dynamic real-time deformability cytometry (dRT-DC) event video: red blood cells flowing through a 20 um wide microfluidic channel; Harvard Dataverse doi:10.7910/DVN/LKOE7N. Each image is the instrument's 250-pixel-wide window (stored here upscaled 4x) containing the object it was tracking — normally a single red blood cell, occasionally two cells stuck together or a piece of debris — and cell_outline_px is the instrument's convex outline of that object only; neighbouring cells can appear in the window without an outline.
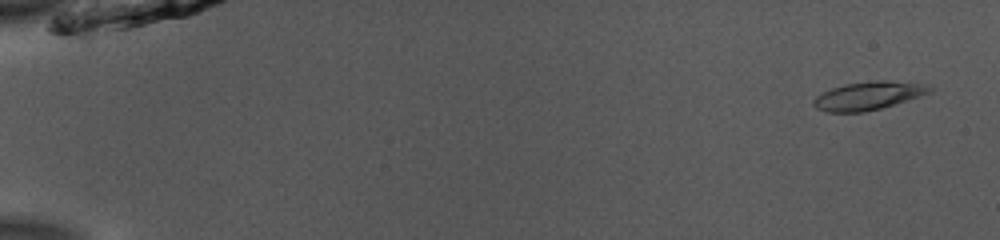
{"species": "common noctule bat (a hibernating species)", "species_latin": "Nyctalus noctula", "temperature_condition": "room temperature", "stored_images_in_passage": 20, "camera_frame_rate_fps": 3000, "um_per_image_px": 0.085, "animal": {"sex": "male", "body_mass_g": 13.0, "forearm_length_mm": 53.1}, "frame": {"image": 1, "passage_image": 3, "time_ms": 0.667, "image_size_px": [1000, 240], "cell_outline_px": [[932, 92], [920, 96], [880, 108], [864, 112], [828, 112], [816, 108], [812, 104], [812, 100], [816, 96], [832, 88], [844, 84], [876, 80], [888, 80], [928, 84], [932, 88]], "centroid_in_image_um": [73.81, 8.13], "position_along_channel_um": 11.2, "area_um2": 19.07}}
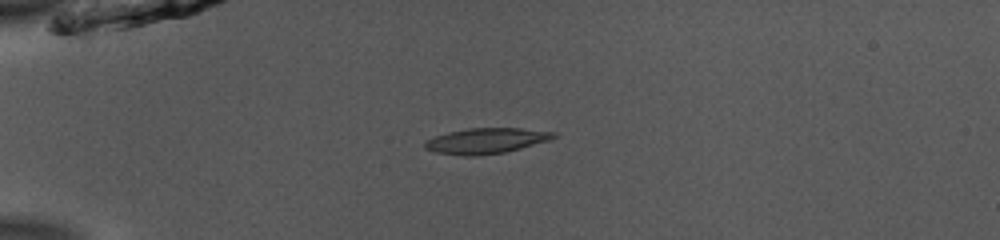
{"frame": {"image": 2, "passage_image": 15, "time_ms": 4.667, "image_size_px": [1000, 240], "cell_outline_px": [[556, 136], [552, 140], [504, 152], [476, 156], [464, 156], [436, 152], [424, 148], [424, 140], [448, 132], [472, 128], [520, 128], [556, 132]], "centroid_in_image_um": [41.33, 11.97], "position_along_channel_um": 43.7, "area_um2": 19.13}}